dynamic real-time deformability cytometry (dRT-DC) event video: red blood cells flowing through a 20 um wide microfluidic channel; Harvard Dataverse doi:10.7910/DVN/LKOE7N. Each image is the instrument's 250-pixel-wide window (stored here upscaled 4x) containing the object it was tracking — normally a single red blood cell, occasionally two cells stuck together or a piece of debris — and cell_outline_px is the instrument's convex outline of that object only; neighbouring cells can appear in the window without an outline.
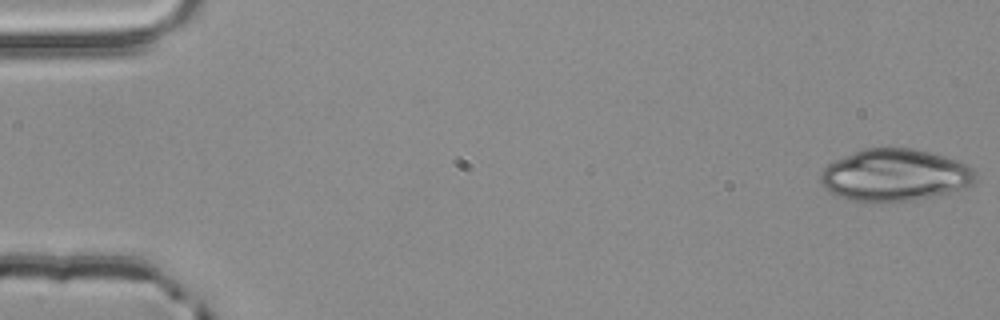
{"species": "common noctule bat (a hibernating species)", "species_latin": "Nyctalus noctula", "temperature_condition": "room temperature", "stored_images_in_passage": 53, "camera_frame_rate_fps": 3000, "um_per_image_px": 0.085, "animal": {"sex": "male", "body_mass_g": 20.4}, "frame": {"image": 1, "passage_image": 1, "time_ms": 0.0, "image_size_px": [1000, 320], "cell_outline_px": [[976, 176], [972, 184], [960, 188], [932, 196], [912, 200], [880, 204], [844, 200], [828, 192], [824, 188], [820, 180], [820, 172], [828, 164], [836, 160], [864, 148], [912, 148], [960, 160], [968, 164], [976, 172]], "centroid_in_image_um": [76.01, 14.91], "position_along_channel_um": 9.0, "area_um2": 47.45}}
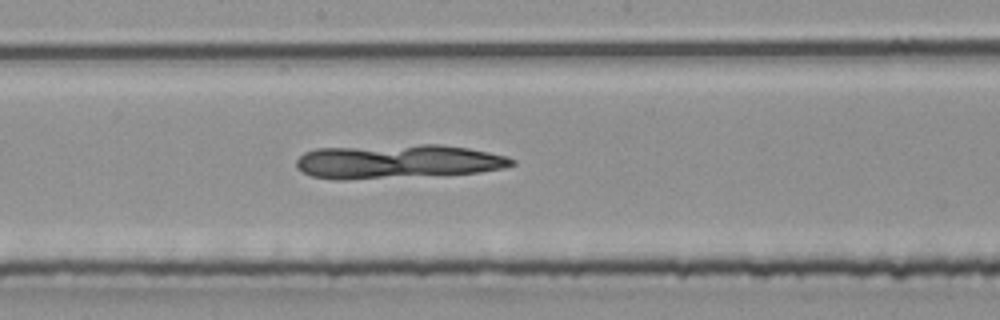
{"frame": {"image": 2, "passage_image": 29, "time_ms": 9.333, "image_size_px": [1000, 320], "cell_outline_px": [[516, 164], [504, 168], [480, 172], [344, 180], [340, 180], [312, 176], [296, 168], [296, 160], [304, 152], [316, 148], [420, 144], [440, 144], [468, 148], [508, 156], [516, 160]], "centroid_in_image_um": [33.8, 13.72], "position_along_channel_um": 214.4, "area_um2": 42.77}}
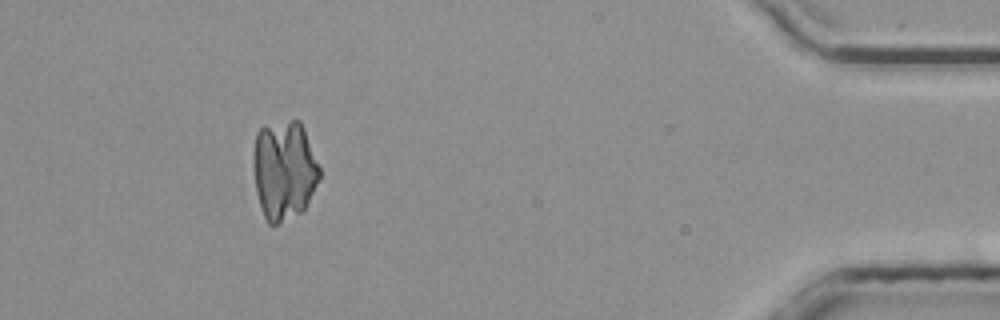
{"frame": {"image": 3, "passage_image": 49, "time_ms": 16.0, "image_size_px": [1000, 320], "cell_outline_px": [[320, 176], [308, 204], [304, 212], [276, 224], [268, 224], [264, 216], [256, 192], [256, 132], [264, 124], [292, 120], [300, 120], [304, 128], [320, 168]], "centroid_in_image_um": [24.2, 14.47], "position_along_channel_um": 411.0, "area_um2": 37.97}}